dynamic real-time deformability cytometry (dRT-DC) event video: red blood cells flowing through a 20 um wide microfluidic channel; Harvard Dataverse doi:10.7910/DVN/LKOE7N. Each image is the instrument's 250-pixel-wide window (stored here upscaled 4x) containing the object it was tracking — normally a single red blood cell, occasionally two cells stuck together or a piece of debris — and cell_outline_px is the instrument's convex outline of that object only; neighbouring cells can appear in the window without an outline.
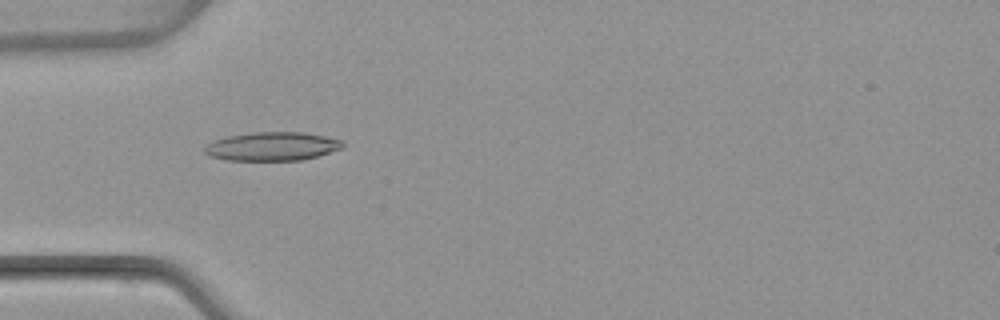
{"species": "common noctule bat (a hibernating species)", "species_latin": "Nyctalus noctula", "temperature_condition": "warm", "stored_images_in_passage": 51, "camera_frame_rate_fps": 3000, "um_per_image_px": 0.085, "animal": {"sex": "female", "body_mass_g": 22.7, "forearm_length_mm": 54.2}, "frame": {"image": 1, "passage_image": 16, "time_ms": 5.0, "image_size_px": [1000, 320], "cell_outline_px": [[344, 148], [316, 156], [300, 160], [224, 160], [208, 156], [204, 152], [204, 148], [208, 144], [216, 140], [228, 136], [252, 132], [304, 132], [344, 140]], "centroid_in_image_um": [23.15, 12.44], "position_along_channel_um": 61.9, "area_um2": 23.06}}
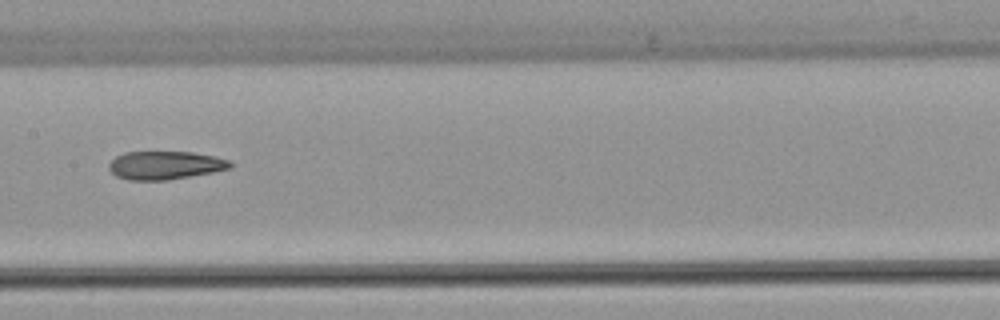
{"frame": {"image": 2, "passage_image": 26, "time_ms": 8.333, "image_size_px": [1000, 320], "cell_outline_px": [[232, 168], [212, 172], [168, 180], [128, 180], [116, 176], [108, 168], [108, 164], [116, 156], [124, 152], [192, 152], [216, 156], [228, 160], [232, 164]], "centroid_in_image_um": [14.03, 14.04], "position_along_channel_um": 193.4, "area_um2": 20.0}}
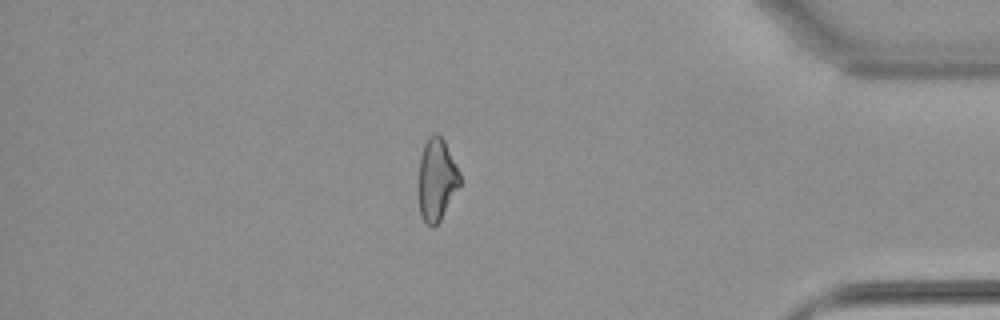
{"frame": {"image": 3, "passage_image": 44, "time_ms": 14.333, "image_size_px": [1000, 320], "cell_outline_px": [[460, 184], [440, 220], [432, 228], [424, 220], [420, 212], [416, 188], [420, 156], [424, 144], [428, 136], [432, 132], [436, 132], [444, 140], [460, 172]], "centroid_in_image_um": [37.07, 15.23], "position_along_channel_um": 398.1, "area_um2": 20.17}, "authors_computed_cell_mechanics": {"area_um2": 21.097, "velocity_mm_per_s": 3.9927, "shape_relaxation_time_tau1_ms": null, "shape_relaxation_time_tau2_ms": 4.0293, "deformation_change_tau1": null, "deformation_change_tau2": 0.1386}}